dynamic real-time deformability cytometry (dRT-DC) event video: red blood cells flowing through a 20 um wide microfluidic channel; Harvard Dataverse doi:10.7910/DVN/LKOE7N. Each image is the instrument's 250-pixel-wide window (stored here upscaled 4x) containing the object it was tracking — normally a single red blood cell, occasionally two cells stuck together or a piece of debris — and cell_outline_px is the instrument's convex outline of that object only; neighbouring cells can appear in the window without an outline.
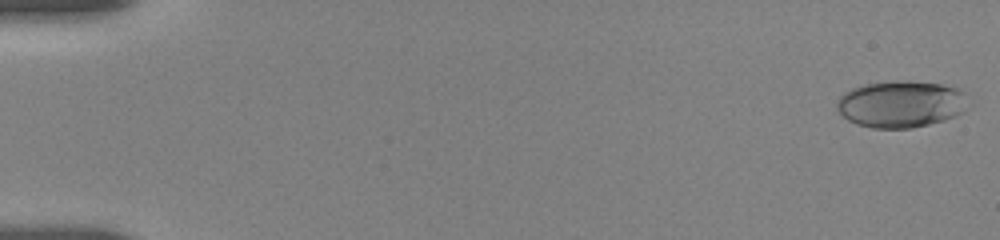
{"species": "human", "species_latin": "Homo sapiens", "temperature_condition": "room temperature", "stored_images_in_passage": 28, "camera_frame_rate_fps": 3000, "um_per_image_px": 0.085, "donor": {"sex": "female"}, "frame": {"image": 1, "passage_image": 1, "time_ms": 0.0, "image_size_px": [1000, 240], "cell_outline_px": [[972, 104], [964, 112], [956, 116], [944, 120], [912, 128], [872, 128], [856, 124], [848, 120], [836, 108], [836, 104], [840, 96], [844, 92], [852, 88], [864, 84], [896, 80], [908, 80], [940, 84], [956, 88], [964, 92]], "centroid_in_image_um": [76.63, 8.84], "position_along_channel_um": 8.4, "area_um2": 36.3}}
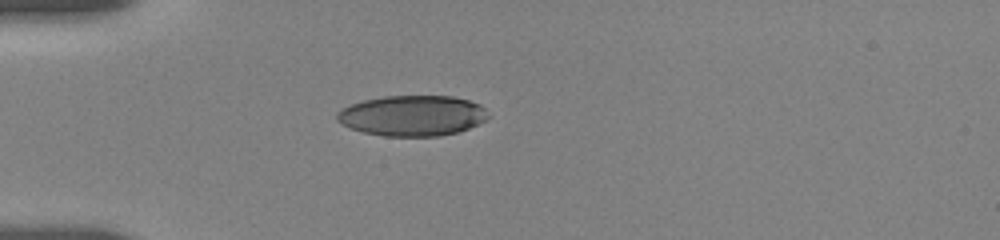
{"frame": {"image": 2, "passage_image": 24, "time_ms": 5.0, "image_size_px": [1000, 240], "cell_outline_px": [[488, 116], [484, 120], [468, 128], [456, 132], [440, 136], [384, 136], [364, 132], [352, 128], [336, 120], [336, 112], [340, 108], [364, 100], [384, 96], [452, 96], [468, 100], [480, 104], [484, 108]], "centroid_in_image_um": [35.02, 9.82], "position_along_channel_um": 50.0, "area_um2": 35.49}}